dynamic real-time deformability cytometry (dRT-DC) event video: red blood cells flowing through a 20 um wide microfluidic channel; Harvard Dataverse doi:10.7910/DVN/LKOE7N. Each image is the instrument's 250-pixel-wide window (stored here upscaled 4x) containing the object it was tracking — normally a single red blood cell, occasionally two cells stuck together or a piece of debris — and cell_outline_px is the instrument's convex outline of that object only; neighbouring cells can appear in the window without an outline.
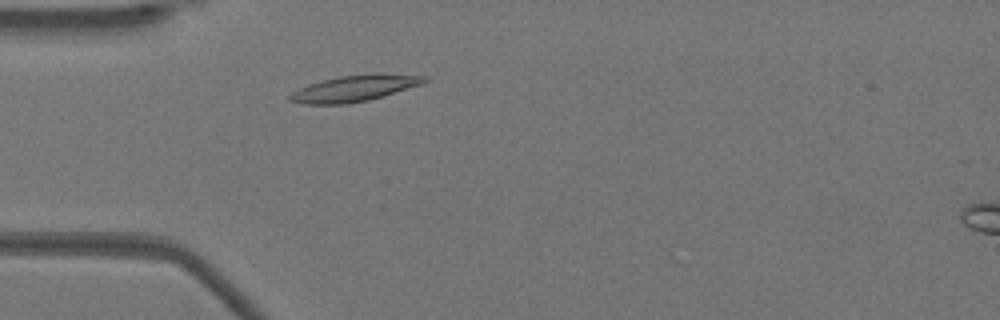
{"species": "Egyptian fruit bat (a non-hibernating species)", "species_latin": "Rousettus aegyptiacus", "temperature_condition": "warm", "stored_images_in_passage": 38, "camera_frame_rate_fps": 3000, "um_per_image_px": 0.085, "animal": {"sex": "female"}, "frame": {"image": 1, "passage_image": 1, "time_ms": 0.0, "image_size_px": [1000, 320], "cell_outline_px": [[428, 80], [424, 84], [368, 100], [344, 104], [300, 104], [288, 100], [288, 96], [292, 92], [308, 84], [340, 76], [428, 76]], "centroid_in_image_um": [30.02, 7.57], "position_along_channel_um": 55.0, "area_um2": 19.48}}
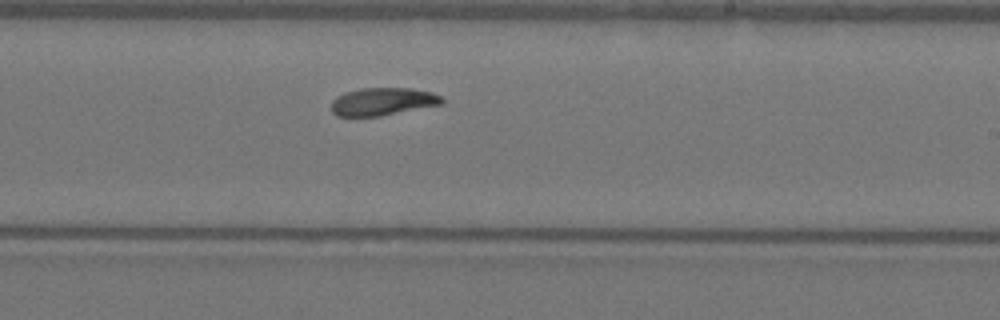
{"frame": {"image": 2, "passage_image": 17, "time_ms": 5.333, "image_size_px": [1000, 320], "cell_outline_px": [[444, 104], [380, 116], [336, 116], [332, 112], [332, 100], [336, 96], [344, 92], [360, 88], [408, 88], [432, 92], [440, 96], [444, 100]], "centroid_in_image_um": [32.52, 8.63], "position_along_channel_um": 256.5, "area_um2": 17.98}}
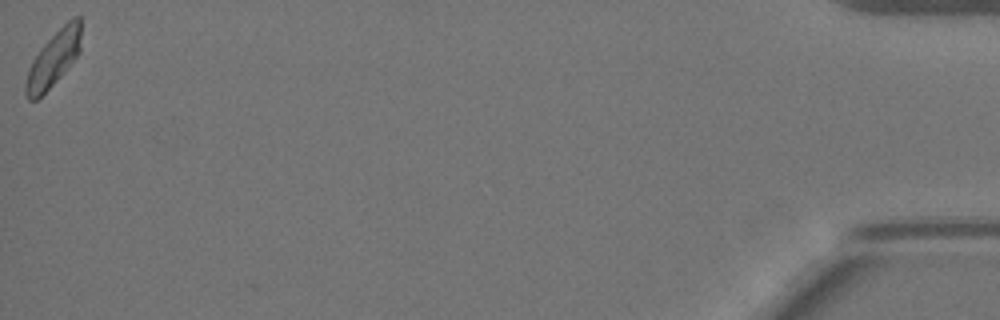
{"frame": {"image": 3, "passage_image": 38, "time_ms": 12.333, "image_size_px": [1000, 320], "cell_outline_px": [[80, 52], [60, 76], [36, 100], [28, 100], [24, 92], [24, 88], [28, 68], [32, 60], [40, 48], [68, 20], [76, 16], [80, 16]], "centroid_in_image_um": [4.52, 5.01], "position_along_channel_um": 430.7, "area_um2": 17.46}, "authors_computed_cell_mechanics": {"area_um2": 18.0914, "velocity_mm_per_s": 3.9024, "shape_relaxation_time_tau1_ms": 7.5425, "shape_relaxation_time_tau2_ms": null, "deformation_change_tau1": 0.1849, "deformation_change_tau2": null}}